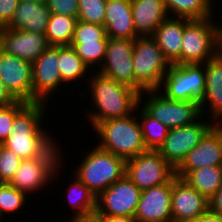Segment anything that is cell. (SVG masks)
Wrapping results in <instances>:
<instances>
[{
    "label": "cell",
    "mask_w": 222,
    "mask_h": 222,
    "mask_svg": "<svg viewBox=\"0 0 222 222\" xmlns=\"http://www.w3.org/2000/svg\"><path fill=\"white\" fill-rule=\"evenodd\" d=\"M86 86H88V91H85ZM85 87L82 88L78 96L81 101L91 94V97L88 98L91 101H88L91 106L84 110L86 111L84 118L88 119L87 122L92 129L105 120L123 118L133 114L139 105L140 93L138 91L97 71L91 72Z\"/></svg>",
    "instance_id": "cell-1"
},
{
    "label": "cell",
    "mask_w": 222,
    "mask_h": 222,
    "mask_svg": "<svg viewBox=\"0 0 222 222\" xmlns=\"http://www.w3.org/2000/svg\"><path fill=\"white\" fill-rule=\"evenodd\" d=\"M99 148L125 159L147 151L136 111L123 118H112L98 123L93 129Z\"/></svg>",
    "instance_id": "cell-2"
},
{
    "label": "cell",
    "mask_w": 222,
    "mask_h": 222,
    "mask_svg": "<svg viewBox=\"0 0 222 222\" xmlns=\"http://www.w3.org/2000/svg\"><path fill=\"white\" fill-rule=\"evenodd\" d=\"M89 150L83 151L84 156L75 169L71 171L97 197L117 180L125 176L126 160L108 151L91 145Z\"/></svg>",
    "instance_id": "cell-3"
},
{
    "label": "cell",
    "mask_w": 222,
    "mask_h": 222,
    "mask_svg": "<svg viewBox=\"0 0 222 222\" xmlns=\"http://www.w3.org/2000/svg\"><path fill=\"white\" fill-rule=\"evenodd\" d=\"M49 106L43 102L28 103L15 116L10 135L2 145L15 152L22 159L34 158L37 141L46 131V128H49L43 121L45 118H49L46 115L49 112Z\"/></svg>",
    "instance_id": "cell-4"
},
{
    "label": "cell",
    "mask_w": 222,
    "mask_h": 222,
    "mask_svg": "<svg viewBox=\"0 0 222 222\" xmlns=\"http://www.w3.org/2000/svg\"><path fill=\"white\" fill-rule=\"evenodd\" d=\"M132 60L134 90L140 94L145 90L158 89L171 65L151 36L135 39Z\"/></svg>",
    "instance_id": "cell-5"
},
{
    "label": "cell",
    "mask_w": 222,
    "mask_h": 222,
    "mask_svg": "<svg viewBox=\"0 0 222 222\" xmlns=\"http://www.w3.org/2000/svg\"><path fill=\"white\" fill-rule=\"evenodd\" d=\"M205 83L203 64H171L157 90L168 99L200 105L205 98Z\"/></svg>",
    "instance_id": "cell-6"
},
{
    "label": "cell",
    "mask_w": 222,
    "mask_h": 222,
    "mask_svg": "<svg viewBox=\"0 0 222 222\" xmlns=\"http://www.w3.org/2000/svg\"><path fill=\"white\" fill-rule=\"evenodd\" d=\"M139 105L154 119L169 129L195 122L200 116L196 102L171 100L156 90H145L139 95Z\"/></svg>",
    "instance_id": "cell-7"
},
{
    "label": "cell",
    "mask_w": 222,
    "mask_h": 222,
    "mask_svg": "<svg viewBox=\"0 0 222 222\" xmlns=\"http://www.w3.org/2000/svg\"><path fill=\"white\" fill-rule=\"evenodd\" d=\"M215 17L187 19L181 46L182 64H204L217 54Z\"/></svg>",
    "instance_id": "cell-8"
},
{
    "label": "cell",
    "mask_w": 222,
    "mask_h": 222,
    "mask_svg": "<svg viewBox=\"0 0 222 222\" xmlns=\"http://www.w3.org/2000/svg\"><path fill=\"white\" fill-rule=\"evenodd\" d=\"M125 175L142 191L169 182L175 169L157 150H147L126 161Z\"/></svg>",
    "instance_id": "cell-9"
},
{
    "label": "cell",
    "mask_w": 222,
    "mask_h": 222,
    "mask_svg": "<svg viewBox=\"0 0 222 222\" xmlns=\"http://www.w3.org/2000/svg\"><path fill=\"white\" fill-rule=\"evenodd\" d=\"M63 87L67 90L59 71L58 46H50L32 63V103L51 104L56 92H67Z\"/></svg>",
    "instance_id": "cell-10"
},
{
    "label": "cell",
    "mask_w": 222,
    "mask_h": 222,
    "mask_svg": "<svg viewBox=\"0 0 222 222\" xmlns=\"http://www.w3.org/2000/svg\"><path fill=\"white\" fill-rule=\"evenodd\" d=\"M213 126V121L201 115L191 124L170 129L157 151L176 169Z\"/></svg>",
    "instance_id": "cell-11"
},
{
    "label": "cell",
    "mask_w": 222,
    "mask_h": 222,
    "mask_svg": "<svg viewBox=\"0 0 222 222\" xmlns=\"http://www.w3.org/2000/svg\"><path fill=\"white\" fill-rule=\"evenodd\" d=\"M141 192L125 175L96 197V209L103 215L134 217Z\"/></svg>",
    "instance_id": "cell-12"
},
{
    "label": "cell",
    "mask_w": 222,
    "mask_h": 222,
    "mask_svg": "<svg viewBox=\"0 0 222 222\" xmlns=\"http://www.w3.org/2000/svg\"><path fill=\"white\" fill-rule=\"evenodd\" d=\"M134 41L109 38L104 61L97 72L134 89Z\"/></svg>",
    "instance_id": "cell-13"
},
{
    "label": "cell",
    "mask_w": 222,
    "mask_h": 222,
    "mask_svg": "<svg viewBox=\"0 0 222 222\" xmlns=\"http://www.w3.org/2000/svg\"><path fill=\"white\" fill-rule=\"evenodd\" d=\"M0 80L16 100L32 103V64L30 62L0 50Z\"/></svg>",
    "instance_id": "cell-14"
},
{
    "label": "cell",
    "mask_w": 222,
    "mask_h": 222,
    "mask_svg": "<svg viewBox=\"0 0 222 222\" xmlns=\"http://www.w3.org/2000/svg\"><path fill=\"white\" fill-rule=\"evenodd\" d=\"M209 210V200L184 179L172 178L171 214L173 222H191Z\"/></svg>",
    "instance_id": "cell-15"
},
{
    "label": "cell",
    "mask_w": 222,
    "mask_h": 222,
    "mask_svg": "<svg viewBox=\"0 0 222 222\" xmlns=\"http://www.w3.org/2000/svg\"><path fill=\"white\" fill-rule=\"evenodd\" d=\"M171 201L172 179L142 190L134 218L137 222H173Z\"/></svg>",
    "instance_id": "cell-16"
},
{
    "label": "cell",
    "mask_w": 222,
    "mask_h": 222,
    "mask_svg": "<svg viewBox=\"0 0 222 222\" xmlns=\"http://www.w3.org/2000/svg\"><path fill=\"white\" fill-rule=\"evenodd\" d=\"M49 47L45 34L6 27L0 32V50L31 64Z\"/></svg>",
    "instance_id": "cell-17"
},
{
    "label": "cell",
    "mask_w": 222,
    "mask_h": 222,
    "mask_svg": "<svg viewBox=\"0 0 222 222\" xmlns=\"http://www.w3.org/2000/svg\"><path fill=\"white\" fill-rule=\"evenodd\" d=\"M222 165V138L212 127L201 141L190 150L175 169V175L183 178L189 171L204 167Z\"/></svg>",
    "instance_id": "cell-18"
},
{
    "label": "cell",
    "mask_w": 222,
    "mask_h": 222,
    "mask_svg": "<svg viewBox=\"0 0 222 222\" xmlns=\"http://www.w3.org/2000/svg\"><path fill=\"white\" fill-rule=\"evenodd\" d=\"M203 65L206 83L205 98L199 105L200 112L215 122L222 118V55L217 53Z\"/></svg>",
    "instance_id": "cell-19"
},
{
    "label": "cell",
    "mask_w": 222,
    "mask_h": 222,
    "mask_svg": "<svg viewBox=\"0 0 222 222\" xmlns=\"http://www.w3.org/2000/svg\"><path fill=\"white\" fill-rule=\"evenodd\" d=\"M52 134V132L50 134V129L47 128V130L40 136L36 144L34 156L36 163L43 170V175L45 179L50 184H53L55 180H57L56 177H59L61 175V177H63V172L64 174L66 173L64 170L69 169L68 167L65 168L66 165L62 166L65 163L62 154L65 155V152L62 151L63 148H61V146L63 145H60V143H58L62 141V139L59 140L58 138H56V136H52ZM61 151L63 153H61Z\"/></svg>",
    "instance_id": "cell-20"
},
{
    "label": "cell",
    "mask_w": 222,
    "mask_h": 222,
    "mask_svg": "<svg viewBox=\"0 0 222 222\" xmlns=\"http://www.w3.org/2000/svg\"><path fill=\"white\" fill-rule=\"evenodd\" d=\"M104 27L109 38L139 37L134 28L131 0H107Z\"/></svg>",
    "instance_id": "cell-21"
},
{
    "label": "cell",
    "mask_w": 222,
    "mask_h": 222,
    "mask_svg": "<svg viewBox=\"0 0 222 222\" xmlns=\"http://www.w3.org/2000/svg\"><path fill=\"white\" fill-rule=\"evenodd\" d=\"M186 18L167 17L151 36L170 64L181 65V46Z\"/></svg>",
    "instance_id": "cell-22"
},
{
    "label": "cell",
    "mask_w": 222,
    "mask_h": 222,
    "mask_svg": "<svg viewBox=\"0 0 222 222\" xmlns=\"http://www.w3.org/2000/svg\"><path fill=\"white\" fill-rule=\"evenodd\" d=\"M50 14L45 2L20 0L6 28L45 34Z\"/></svg>",
    "instance_id": "cell-23"
},
{
    "label": "cell",
    "mask_w": 222,
    "mask_h": 222,
    "mask_svg": "<svg viewBox=\"0 0 222 222\" xmlns=\"http://www.w3.org/2000/svg\"><path fill=\"white\" fill-rule=\"evenodd\" d=\"M135 32L139 37L152 36L169 17L164 0H131Z\"/></svg>",
    "instance_id": "cell-24"
},
{
    "label": "cell",
    "mask_w": 222,
    "mask_h": 222,
    "mask_svg": "<svg viewBox=\"0 0 222 222\" xmlns=\"http://www.w3.org/2000/svg\"><path fill=\"white\" fill-rule=\"evenodd\" d=\"M58 57L62 82L67 85V87L76 85L73 89H77L78 86H80V90L78 91L80 93L82 86H85L83 82L88 81V75H90L92 71L71 46H58Z\"/></svg>",
    "instance_id": "cell-25"
},
{
    "label": "cell",
    "mask_w": 222,
    "mask_h": 222,
    "mask_svg": "<svg viewBox=\"0 0 222 222\" xmlns=\"http://www.w3.org/2000/svg\"><path fill=\"white\" fill-rule=\"evenodd\" d=\"M49 182L45 179L43 175L42 168L36 163L34 158L23 159L15 175L9 182L10 185L14 186L16 189L24 192L28 198L32 199L35 197L34 194L39 195L37 192L40 190L47 191L46 187H49ZM45 188V189H43ZM43 189V190H42ZM31 196V197H30Z\"/></svg>",
    "instance_id": "cell-26"
},
{
    "label": "cell",
    "mask_w": 222,
    "mask_h": 222,
    "mask_svg": "<svg viewBox=\"0 0 222 222\" xmlns=\"http://www.w3.org/2000/svg\"><path fill=\"white\" fill-rule=\"evenodd\" d=\"M73 177V178H72ZM67 184L66 189L63 192L66 195V202H69L70 205L68 208L72 210V214L70 217H67L65 221L72 219L73 217L82 215L86 212L93 211L96 209V196L95 194L85 185L83 184L74 174L71 176ZM72 181V182H71ZM66 193V194H65Z\"/></svg>",
    "instance_id": "cell-27"
},
{
    "label": "cell",
    "mask_w": 222,
    "mask_h": 222,
    "mask_svg": "<svg viewBox=\"0 0 222 222\" xmlns=\"http://www.w3.org/2000/svg\"><path fill=\"white\" fill-rule=\"evenodd\" d=\"M164 3L169 17L190 20L212 17L219 8L213 0H164Z\"/></svg>",
    "instance_id": "cell-28"
},
{
    "label": "cell",
    "mask_w": 222,
    "mask_h": 222,
    "mask_svg": "<svg viewBox=\"0 0 222 222\" xmlns=\"http://www.w3.org/2000/svg\"><path fill=\"white\" fill-rule=\"evenodd\" d=\"M182 179L209 200L222 186V165L189 171Z\"/></svg>",
    "instance_id": "cell-29"
},
{
    "label": "cell",
    "mask_w": 222,
    "mask_h": 222,
    "mask_svg": "<svg viewBox=\"0 0 222 222\" xmlns=\"http://www.w3.org/2000/svg\"><path fill=\"white\" fill-rule=\"evenodd\" d=\"M78 19L51 13L46 29L49 46H70Z\"/></svg>",
    "instance_id": "cell-30"
},
{
    "label": "cell",
    "mask_w": 222,
    "mask_h": 222,
    "mask_svg": "<svg viewBox=\"0 0 222 222\" xmlns=\"http://www.w3.org/2000/svg\"><path fill=\"white\" fill-rule=\"evenodd\" d=\"M137 116L147 150H158L170 129L162 122L151 117L140 105L137 106Z\"/></svg>",
    "instance_id": "cell-31"
},
{
    "label": "cell",
    "mask_w": 222,
    "mask_h": 222,
    "mask_svg": "<svg viewBox=\"0 0 222 222\" xmlns=\"http://www.w3.org/2000/svg\"><path fill=\"white\" fill-rule=\"evenodd\" d=\"M28 196L21 192L20 190L16 189L14 186L10 185L9 183H0V219L5 222L8 221V217L6 219V215L10 217L14 216V214H20L21 212L24 213V210L28 206L31 207ZM28 200V201H27ZM28 202V203H27Z\"/></svg>",
    "instance_id": "cell-32"
},
{
    "label": "cell",
    "mask_w": 222,
    "mask_h": 222,
    "mask_svg": "<svg viewBox=\"0 0 222 222\" xmlns=\"http://www.w3.org/2000/svg\"><path fill=\"white\" fill-rule=\"evenodd\" d=\"M108 40L82 41V44H70L77 55L91 71H97L102 65Z\"/></svg>",
    "instance_id": "cell-33"
},
{
    "label": "cell",
    "mask_w": 222,
    "mask_h": 222,
    "mask_svg": "<svg viewBox=\"0 0 222 222\" xmlns=\"http://www.w3.org/2000/svg\"><path fill=\"white\" fill-rule=\"evenodd\" d=\"M107 0H78V20L104 25Z\"/></svg>",
    "instance_id": "cell-34"
},
{
    "label": "cell",
    "mask_w": 222,
    "mask_h": 222,
    "mask_svg": "<svg viewBox=\"0 0 222 222\" xmlns=\"http://www.w3.org/2000/svg\"><path fill=\"white\" fill-rule=\"evenodd\" d=\"M106 29L103 25L77 21L71 44H82V41L108 40Z\"/></svg>",
    "instance_id": "cell-35"
},
{
    "label": "cell",
    "mask_w": 222,
    "mask_h": 222,
    "mask_svg": "<svg viewBox=\"0 0 222 222\" xmlns=\"http://www.w3.org/2000/svg\"><path fill=\"white\" fill-rule=\"evenodd\" d=\"M22 158L0 144V183H9L18 170Z\"/></svg>",
    "instance_id": "cell-36"
},
{
    "label": "cell",
    "mask_w": 222,
    "mask_h": 222,
    "mask_svg": "<svg viewBox=\"0 0 222 222\" xmlns=\"http://www.w3.org/2000/svg\"><path fill=\"white\" fill-rule=\"evenodd\" d=\"M24 101L16 102L0 107V144L10 135L15 116L27 105Z\"/></svg>",
    "instance_id": "cell-37"
},
{
    "label": "cell",
    "mask_w": 222,
    "mask_h": 222,
    "mask_svg": "<svg viewBox=\"0 0 222 222\" xmlns=\"http://www.w3.org/2000/svg\"><path fill=\"white\" fill-rule=\"evenodd\" d=\"M50 13L70 16L78 19V0H46Z\"/></svg>",
    "instance_id": "cell-38"
},
{
    "label": "cell",
    "mask_w": 222,
    "mask_h": 222,
    "mask_svg": "<svg viewBox=\"0 0 222 222\" xmlns=\"http://www.w3.org/2000/svg\"><path fill=\"white\" fill-rule=\"evenodd\" d=\"M20 0H0V26L6 27L12 20Z\"/></svg>",
    "instance_id": "cell-39"
},
{
    "label": "cell",
    "mask_w": 222,
    "mask_h": 222,
    "mask_svg": "<svg viewBox=\"0 0 222 222\" xmlns=\"http://www.w3.org/2000/svg\"><path fill=\"white\" fill-rule=\"evenodd\" d=\"M67 222H105L104 215L97 209L86 212L82 215L73 217Z\"/></svg>",
    "instance_id": "cell-40"
},
{
    "label": "cell",
    "mask_w": 222,
    "mask_h": 222,
    "mask_svg": "<svg viewBox=\"0 0 222 222\" xmlns=\"http://www.w3.org/2000/svg\"><path fill=\"white\" fill-rule=\"evenodd\" d=\"M209 210L215 214L222 215V186L209 199Z\"/></svg>",
    "instance_id": "cell-41"
},
{
    "label": "cell",
    "mask_w": 222,
    "mask_h": 222,
    "mask_svg": "<svg viewBox=\"0 0 222 222\" xmlns=\"http://www.w3.org/2000/svg\"><path fill=\"white\" fill-rule=\"evenodd\" d=\"M17 100L10 94L4 83L0 80V107L10 105Z\"/></svg>",
    "instance_id": "cell-42"
},
{
    "label": "cell",
    "mask_w": 222,
    "mask_h": 222,
    "mask_svg": "<svg viewBox=\"0 0 222 222\" xmlns=\"http://www.w3.org/2000/svg\"><path fill=\"white\" fill-rule=\"evenodd\" d=\"M191 222H222V215L215 214L208 210Z\"/></svg>",
    "instance_id": "cell-43"
},
{
    "label": "cell",
    "mask_w": 222,
    "mask_h": 222,
    "mask_svg": "<svg viewBox=\"0 0 222 222\" xmlns=\"http://www.w3.org/2000/svg\"><path fill=\"white\" fill-rule=\"evenodd\" d=\"M215 21H216V37H217V52L219 54L222 53V23L216 20V12L214 13Z\"/></svg>",
    "instance_id": "cell-44"
},
{
    "label": "cell",
    "mask_w": 222,
    "mask_h": 222,
    "mask_svg": "<svg viewBox=\"0 0 222 222\" xmlns=\"http://www.w3.org/2000/svg\"><path fill=\"white\" fill-rule=\"evenodd\" d=\"M105 222H137L134 217L104 215Z\"/></svg>",
    "instance_id": "cell-45"
},
{
    "label": "cell",
    "mask_w": 222,
    "mask_h": 222,
    "mask_svg": "<svg viewBox=\"0 0 222 222\" xmlns=\"http://www.w3.org/2000/svg\"><path fill=\"white\" fill-rule=\"evenodd\" d=\"M213 127L220 133L222 138V118L215 121Z\"/></svg>",
    "instance_id": "cell-46"
},
{
    "label": "cell",
    "mask_w": 222,
    "mask_h": 222,
    "mask_svg": "<svg viewBox=\"0 0 222 222\" xmlns=\"http://www.w3.org/2000/svg\"><path fill=\"white\" fill-rule=\"evenodd\" d=\"M30 1L45 2L46 0H30Z\"/></svg>",
    "instance_id": "cell-47"
}]
</instances>
